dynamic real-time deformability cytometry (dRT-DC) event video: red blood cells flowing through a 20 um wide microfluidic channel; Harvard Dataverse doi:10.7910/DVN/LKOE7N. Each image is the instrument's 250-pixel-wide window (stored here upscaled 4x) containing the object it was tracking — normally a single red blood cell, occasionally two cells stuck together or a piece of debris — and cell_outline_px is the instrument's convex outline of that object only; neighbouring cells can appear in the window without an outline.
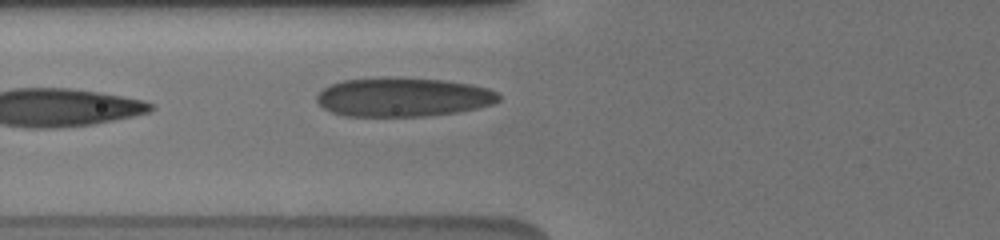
{"species": "human", "species_latin": "Homo sapiens", "temperature_condition": "cold", "stored_images_in_passage": 7, "camera_frame_rate_fps": 3000, "um_per_image_px": 0.085, "donor": {"sex": "male"}, "frame": {"image": 1, "passage_image": 7, "time_ms": 3.333, "image_size_px": [1000, 240], "cell_outline_px": [[500, 100], [492, 104], [476, 108], [456, 112], [428, 116], [344, 116], [332, 112], [324, 108], [316, 100], [316, 96], [324, 88], [332, 84], [344, 80], [444, 80], [472, 84], [488, 88], [500, 92]], "centroid_in_image_um": [34.32, 8.3], "position_along_channel_um": 91.5, "area_um2": 40.23}}